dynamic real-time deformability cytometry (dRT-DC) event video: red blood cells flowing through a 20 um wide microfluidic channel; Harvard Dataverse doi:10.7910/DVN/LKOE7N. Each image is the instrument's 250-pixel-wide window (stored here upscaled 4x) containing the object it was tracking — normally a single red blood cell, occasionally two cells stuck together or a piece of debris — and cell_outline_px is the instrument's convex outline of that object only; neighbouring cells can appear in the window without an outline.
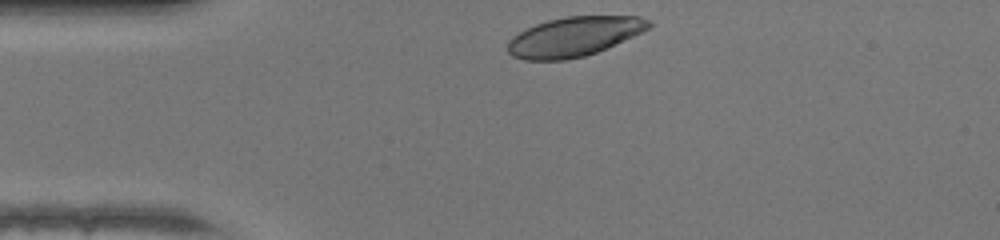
{"species": "human", "species_latin": "Homo sapiens", "temperature_condition": "warm", "stored_images_in_passage": 28, "camera_frame_rate_fps": 3000, "um_per_image_px": 0.085, "donor": {"sex": "female"}, "frame": {"image": 1, "passage_image": 1, "time_ms": 0.0, "image_size_px": [1000, 240], "cell_outline_px": [[652, 24], [644, 32], [596, 52], [584, 56], [564, 60], [524, 60], [512, 56], [508, 52], [508, 40], [512, 36], [536, 24], [548, 20], [564, 16], [640, 16], [652, 20]], "centroid_in_image_um": [48.81, 3.1], "position_along_channel_um": 36.2, "area_um2": 32.54}}
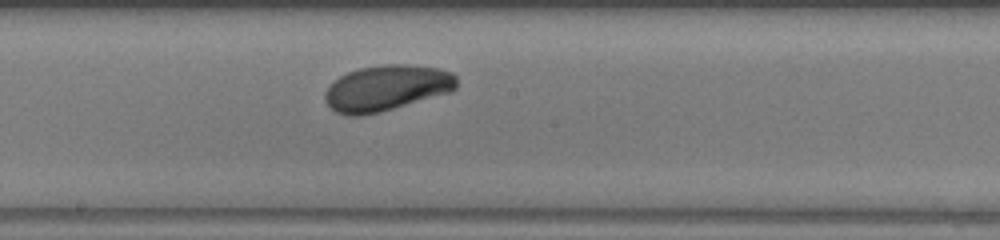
{"frame": {"image": 2, "passage_image": 16, "time_ms": 5.0, "image_size_px": [1000, 240], "cell_outline_px": [[456, 88], [452, 92], [380, 112], [360, 116], [348, 116], [336, 112], [324, 100], [324, 92], [328, 84], [340, 76], [348, 72], [360, 68], [384, 64], [408, 64], [440, 68], [452, 72], [456, 76]], "centroid_in_image_um": [32.85, 7.48], "position_along_channel_um": 215.3, "area_um2": 35.43}}
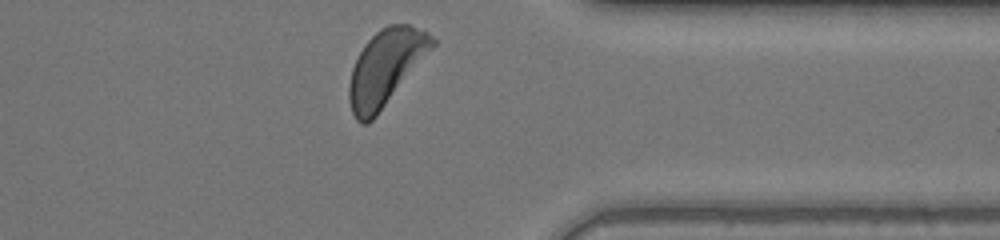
{"frame": {"image": 3, "passage_image": 28, "time_ms": 9.0, "image_size_px": [1000, 240], "cell_outline_px": [[436, 44], [376, 116], [368, 124], [360, 124], [356, 120], [352, 112], [348, 100], [348, 84], [352, 68], [364, 44], [380, 28], [388, 24], [408, 24], [432, 36], [436, 40]], "centroid_in_image_um": [32.74, 5.76], "position_along_channel_um": 378.7, "area_um2": 36.24}, "authors_computed_cell_mechanics": {"area_um2": 34.5355, "velocity_mm_per_s": 4.3274, "shape_relaxation_time_tau1_ms": 1.2041, "shape_relaxation_time_tau2_ms": null, "deformation_change_tau1": 0.0963, "deformation_change_tau2": null}}